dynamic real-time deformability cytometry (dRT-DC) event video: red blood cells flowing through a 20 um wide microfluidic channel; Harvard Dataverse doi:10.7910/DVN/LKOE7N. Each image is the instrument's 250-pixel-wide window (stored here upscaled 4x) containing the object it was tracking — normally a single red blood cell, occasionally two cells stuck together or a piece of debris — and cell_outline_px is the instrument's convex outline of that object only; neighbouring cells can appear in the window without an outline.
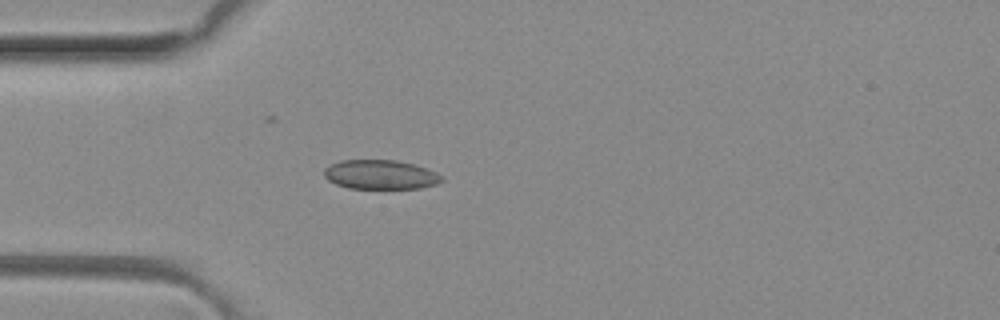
{"species": "common noctule bat (a hibernating species)", "species_latin": "Nyctalus noctula", "temperature_condition": "room temperature", "stored_images_in_passage": 48, "camera_frame_rate_fps": 3000, "um_per_image_px": 0.085, "animal": {"sex": "female", "body_mass_g": 29.2, "forearm_length_mm": 56.3}, "frame": {"image": 1, "passage_image": 13, "time_ms": 4.0, "image_size_px": [1000, 320], "cell_outline_px": [[444, 180], [436, 184], [420, 188], [348, 188], [336, 184], [328, 180], [324, 176], [324, 168], [340, 160], [396, 160], [412, 164], [436, 172]], "centroid_in_image_um": [32.31, 14.84], "position_along_channel_um": 52.7, "area_um2": 19.88}}
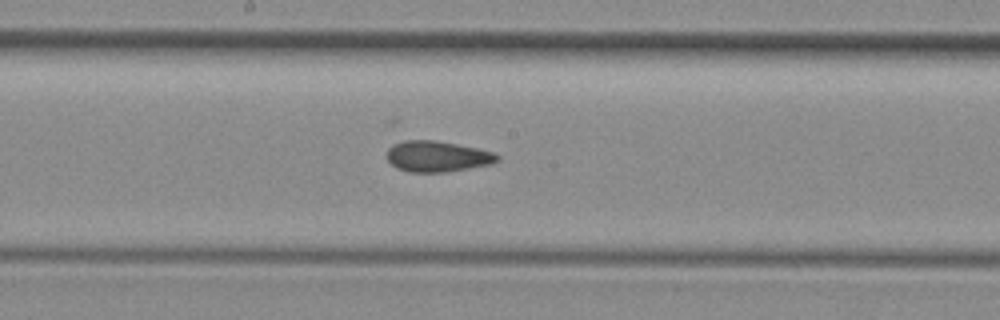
{"frame": {"image": 2, "passage_image": 25, "time_ms": 8.0, "image_size_px": [1000, 320], "cell_outline_px": [[500, 160], [492, 164], [448, 172], [408, 172], [396, 168], [384, 156], [388, 148], [392, 144], [404, 140], [436, 140], [496, 152], [500, 156]], "centroid_in_image_um": [37.16, 13.29], "position_along_channel_um": 211.0, "area_um2": 20.23}}
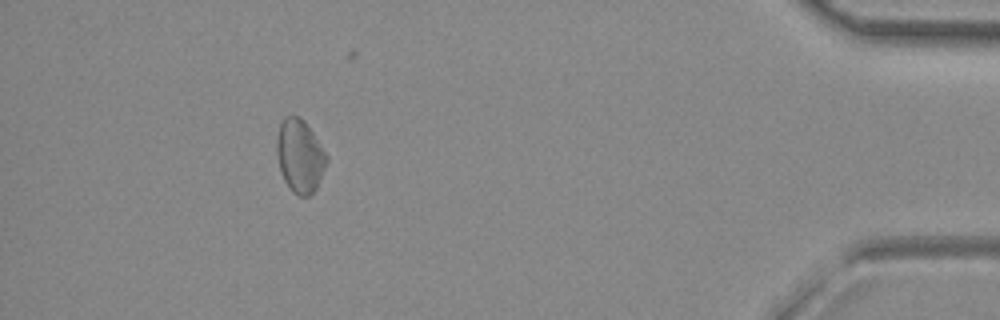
{"frame": {"image": 3, "passage_image": 44, "time_ms": 14.333, "image_size_px": [1000, 320], "cell_outline_px": [[328, 160], [316, 188], [308, 196], [300, 196], [292, 192], [288, 188], [280, 172], [276, 152], [276, 140], [280, 124], [284, 116], [300, 116], [304, 120], [328, 156]], "centroid_in_image_um": [25.46, 13.26], "position_along_channel_um": 409.7, "area_um2": 21.27}, "authors_computed_cell_mechanics": {"area_um2": 20.2878, "velocity_mm_per_s": 4.1376, "shape_relaxation_time_tau1_ms": null, "shape_relaxation_time_tau2_ms": 2.8353, "deformation_change_tau1": null, "deformation_change_tau2": 0.0834}}